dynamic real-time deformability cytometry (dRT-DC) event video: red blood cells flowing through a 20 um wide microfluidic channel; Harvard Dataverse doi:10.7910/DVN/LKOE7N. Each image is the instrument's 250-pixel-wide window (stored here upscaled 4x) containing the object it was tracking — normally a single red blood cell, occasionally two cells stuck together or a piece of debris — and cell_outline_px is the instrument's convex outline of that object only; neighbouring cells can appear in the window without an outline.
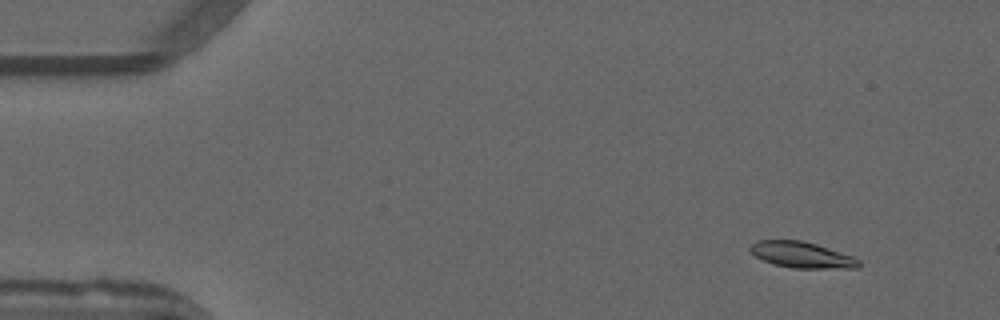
{"species": "common noctule bat (a hibernating species)", "species_latin": "Nyctalus noctula", "temperature_condition": "warm", "stored_images_in_passage": 52, "camera_frame_rate_fps": 3000, "um_per_image_px": 0.085, "animal": {"sex": "male", "forearm_length_mm": 52.5}, "frame": {"image": 1, "passage_image": 5, "time_ms": 1.333, "image_size_px": [1000, 320], "cell_outline_px": [[860, 264], [856, 268], [792, 268], [772, 264], [756, 256], [748, 248], [756, 240], [800, 240], [816, 244], [852, 256], [860, 260]], "centroid_in_image_um": [68.13, 21.66], "position_along_channel_um": 16.9, "area_um2": 16.36}}
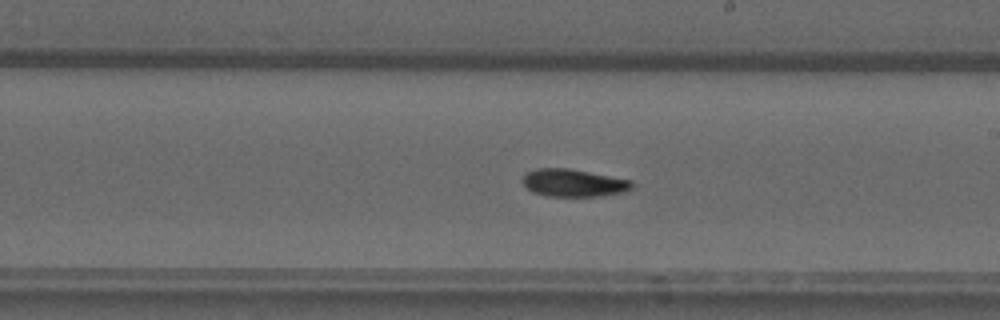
{"frame": {"image": 2, "passage_image": 30, "time_ms": 9.667, "image_size_px": [1000, 320], "cell_outline_px": [[636, 184], [632, 188], [624, 192], [600, 196], [544, 196], [532, 192], [520, 180], [524, 172], [536, 168], [568, 168], [632, 180]], "centroid_in_image_um": [48.72, 15.54], "position_along_channel_um": 240.3, "area_um2": 17.86}}
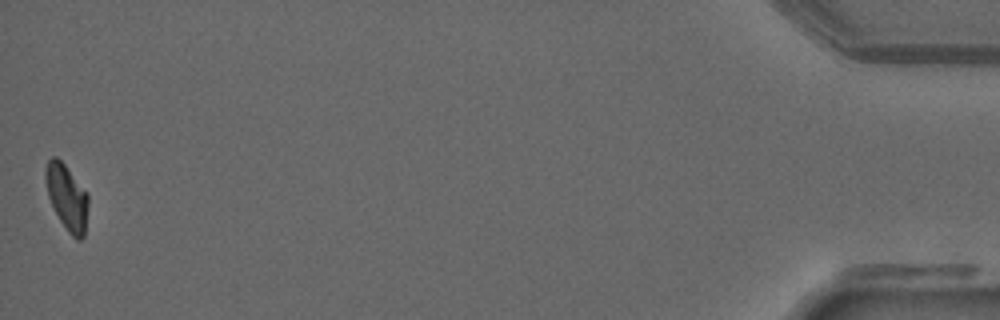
{"frame": {"image": 3, "passage_image": 52, "time_ms": 17.0, "image_size_px": [1000, 320], "cell_outline_px": [[88, 204], [84, 236], [80, 240], [76, 240], [68, 232], [60, 220], [48, 196], [44, 176], [44, 168], [48, 160], [52, 156], [56, 156], [64, 164], [88, 192]], "centroid_in_image_um": [5.68, 16.74], "position_along_channel_um": 429.5, "area_um2": 16.36}, "authors_computed_cell_mechanics": {"area_um2": 16.9932, "velocity_mm_per_s": 3.9247, "shape_relaxation_time_tau1_ms": 9.8408, "shape_relaxation_time_tau2_ms": 7.2265, "deformation_change_tau1": 0.2385, "deformation_change_tau2": 0.1124}}